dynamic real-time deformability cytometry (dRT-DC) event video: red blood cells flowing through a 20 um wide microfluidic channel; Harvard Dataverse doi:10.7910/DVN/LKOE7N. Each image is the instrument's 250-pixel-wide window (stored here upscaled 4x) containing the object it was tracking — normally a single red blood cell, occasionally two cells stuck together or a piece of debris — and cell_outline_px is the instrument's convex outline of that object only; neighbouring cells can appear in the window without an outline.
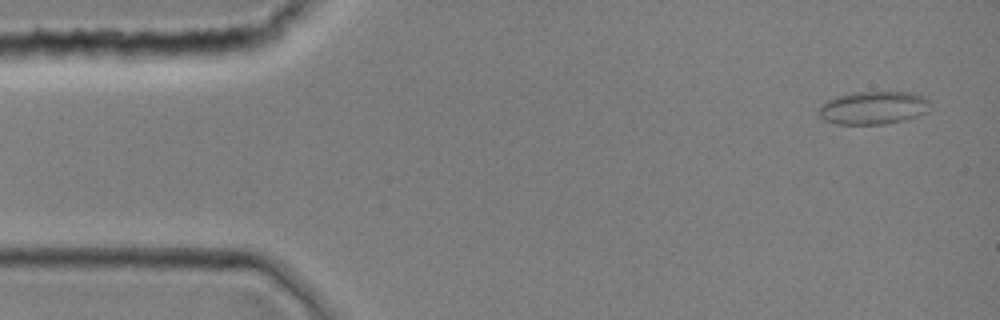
{"species": "common noctule bat (a hibernating species)", "species_latin": "Nyctalus noctula", "temperature_condition": "room temperature", "stored_images_in_passage": 10, "camera_frame_rate_fps": 3000, "um_per_image_px": 0.085, "animal": {"sex": "female", "body_mass_g": 19.0, "forearm_length_mm": 51.5}, "frame": {"image": 1, "passage_image": 2, "time_ms": 0.333, "image_size_px": [1000, 320], "cell_outline_px": [[928, 112], [904, 120], [884, 124], [836, 124], [824, 120], [816, 112], [816, 108], [820, 104], [836, 96], [852, 92], [912, 92], [924, 96], [928, 100]], "centroid_in_image_um": [74.18, 9.16], "position_along_channel_um": 10.8, "area_um2": 21.68}}
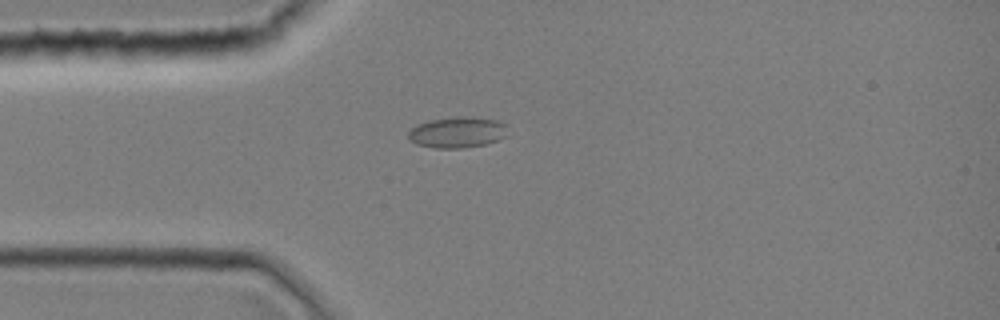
{"frame": {"image": 2, "passage_image": 10, "time_ms": 3.0, "image_size_px": [1000, 320], "cell_outline_px": [[508, 136], [484, 144], [460, 148], [436, 148], [416, 144], [408, 140], [408, 132], [416, 124], [428, 120], [456, 116], [460, 116], [496, 120], [508, 124]], "centroid_in_image_um": [38.87, 11.24], "position_along_channel_um": 46.1, "area_um2": 18.09}}